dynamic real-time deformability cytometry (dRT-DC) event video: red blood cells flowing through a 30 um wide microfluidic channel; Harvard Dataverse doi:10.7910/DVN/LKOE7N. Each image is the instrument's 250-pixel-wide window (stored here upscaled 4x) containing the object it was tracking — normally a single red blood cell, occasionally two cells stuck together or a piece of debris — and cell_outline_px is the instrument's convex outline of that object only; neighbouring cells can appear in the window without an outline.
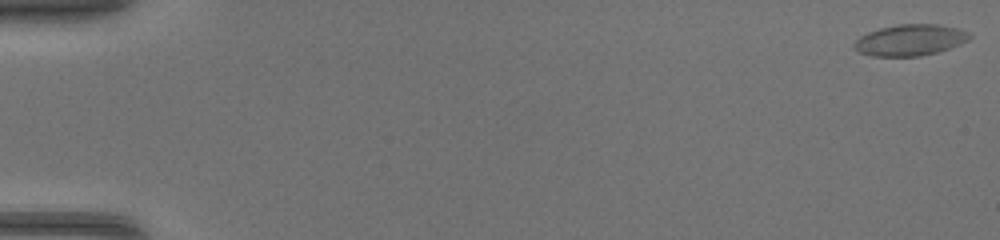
{"species": "common noctule bat (a hibernating species)", "species_latin": "Nyctalus noctula", "temperature_condition": "warm", "stored_images_in_passage": 47, "camera_frame_rate_fps": 3000, "um_per_image_px": 0.085, "animal": {"sex": "female", "body_mass_g": 17.0, "forearm_length_mm": 48.0}, "frame": {"image": 1, "passage_image": 1, "time_ms": 0.0, "image_size_px": [1000, 240], "cell_outline_px": [[972, 36], [968, 40], [960, 44], [936, 52], [920, 56], [872, 56], [860, 52], [852, 48], [852, 44], [860, 36], [868, 32], [880, 28], [900, 24], [940, 24], [956, 28], [968, 32]], "centroid_in_image_um": [77.33, 3.4], "position_along_channel_um": 7.7, "area_um2": 20.92}}
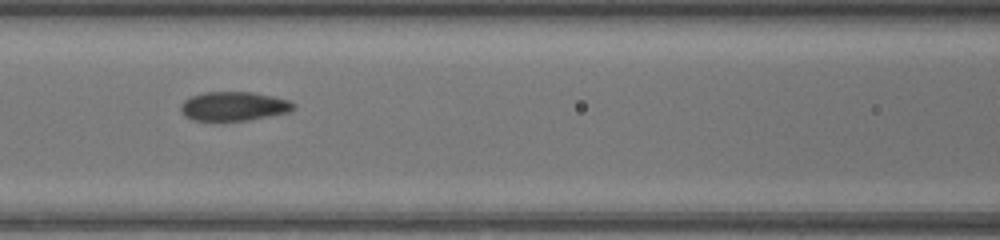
{"frame": {"image": 2, "passage_image": 22, "time_ms": 7.0, "image_size_px": [1000, 240], "cell_outline_px": [[296, 108], [288, 112], [248, 120], [192, 120], [184, 116], [180, 112], [180, 104], [184, 100], [192, 96], [204, 92], [252, 92], [272, 96], [288, 100], [296, 104]], "centroid_in_image_um": [19.85, 9.02], "position_along_channel_um": 146.8, "area_um2": 19.07}}
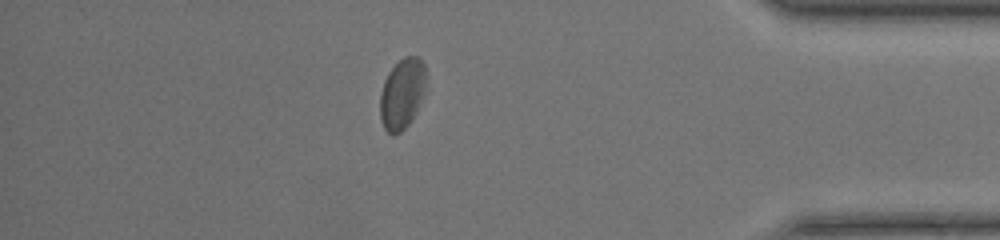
{"frame": {"image": 3, "passage_image": 41, "time_ms": 13.333, "image_size_px": [1000, 240], "cell_outline_px": [[424, 88], [416, 112], [408, 124], [400, 132], [392, 136], [384, 128], [380, 120], [380, 92], [384, 80], [388, 72], [404, 56], [416, 56], [424, 64]], "centroid_in_image_um": [34.13, 7.99], "position_along_channel_um": 401.1, "area_um2": 18.55}}